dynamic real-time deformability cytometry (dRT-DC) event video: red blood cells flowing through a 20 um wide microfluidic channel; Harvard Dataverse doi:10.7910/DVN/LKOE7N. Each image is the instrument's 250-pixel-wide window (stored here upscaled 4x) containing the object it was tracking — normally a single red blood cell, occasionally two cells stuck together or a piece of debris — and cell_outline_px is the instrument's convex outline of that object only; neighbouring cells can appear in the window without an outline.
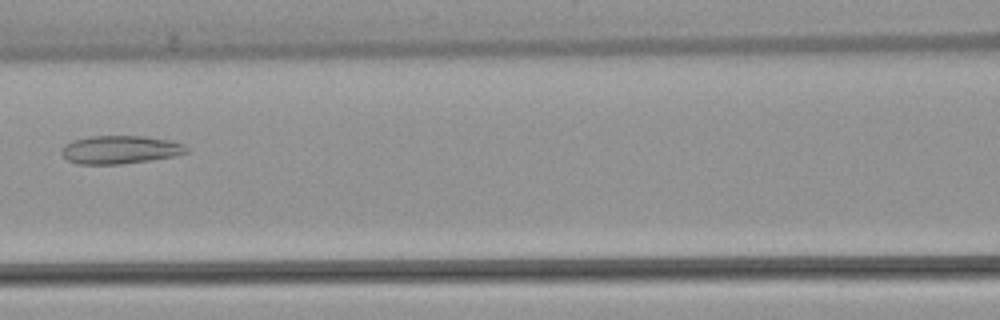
{"species": "common noctule bat (a hibernating species)", "species_latin": "Nyctalus noctula", "temperature_condition": "warm", "stored_images_in_passage": 7, "camera_frame_rate_fps": 3000, "um_per_image_px": 0.085, "animal": {"sex": "female", "body_mass_g": 22.7, "forearm_length_mm": 54.2}, "frame": {"image": 1, "passage_image": 7, "time_ms": 7.333, "image_size_px": [1000, 320], "cell_outline_px": [[188, 152], [176, 156], [120, 164], [76, 164], [68, 160], [60, 152], [64, 144], [72, 140], [92, 136], [144, 136], [172, 140], [184, 144], [188, 148]], "centroid_in_image_um": [10.22, 12.71], "position_along_channel_um": 156.4, "area_um2": 20.63}}